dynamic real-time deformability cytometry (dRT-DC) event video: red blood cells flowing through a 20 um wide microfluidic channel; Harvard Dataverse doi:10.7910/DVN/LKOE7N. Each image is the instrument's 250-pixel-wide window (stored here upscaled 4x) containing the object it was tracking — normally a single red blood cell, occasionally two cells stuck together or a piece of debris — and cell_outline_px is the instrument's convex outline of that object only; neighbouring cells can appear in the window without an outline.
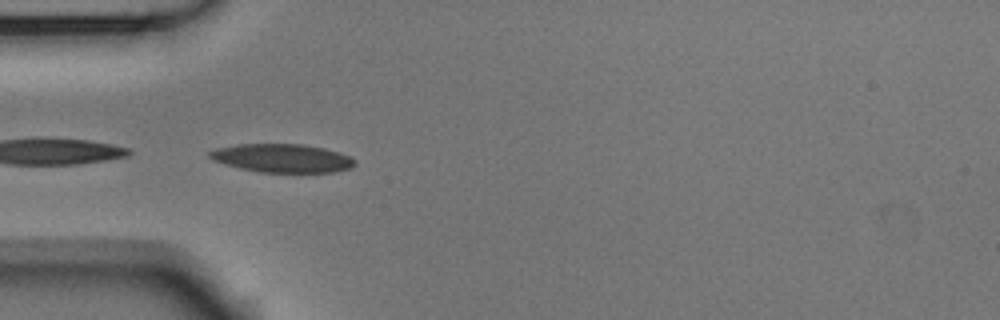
{"species": "Egyptian fruit bat (a non-hibernating species)", "species_latin": "Rousettus aegyptiacus", "temperature_condition": "room temperature", "stored_images_in_passage": 26, "camera_frame_rate_fps": 3000, "um_per_image_px": 0.085, "animal": {"sex": "male"}, "frame": {"image": 1, "passage_image": 16, "time_ms": 5.0, "image_size_px": [1000, 320], "cell_outline_px": [[356, 164], [352, 168], [336, 172], [260, 172], [240, 168], [224, 164], [212, 160], [208, 156], [208, 152], [216, 148], [236, 144], [304, 144], [324, 148], [352, 156], [356, 160]], "centroid_in_image_um": [24.01, 13.44], "position_along_channel_um": 61.0, "area_um2": 24.33}}
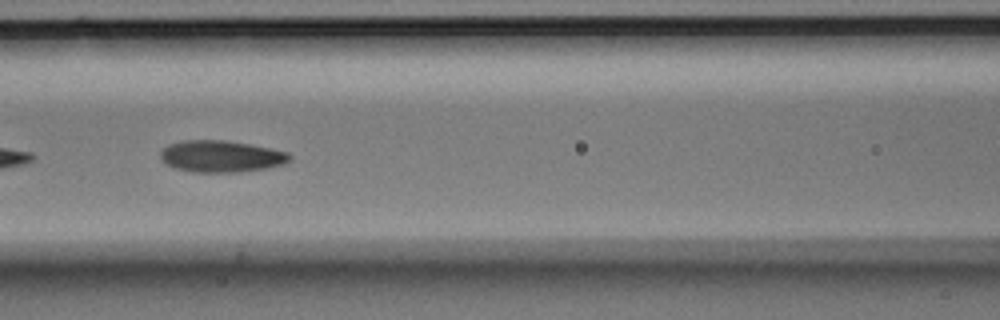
{"frame": {"image": 2, "passage_image": 23, "time_ms": 7.333, "image_size_px": [1000, 320], "cell_outline_px": [[292, 156], [284, 164], [268, 168], [236, 172], [192, 172], [176, 168], [168, 164], [160, 156], [160, 152], [168, 144], [184, 140], [224, 140], [272, 148], [288, 152]], "centroid_in_image_um": [18.82, 13.28], "position_along_channel_um": 147.8, "area_um2": 23.76}}